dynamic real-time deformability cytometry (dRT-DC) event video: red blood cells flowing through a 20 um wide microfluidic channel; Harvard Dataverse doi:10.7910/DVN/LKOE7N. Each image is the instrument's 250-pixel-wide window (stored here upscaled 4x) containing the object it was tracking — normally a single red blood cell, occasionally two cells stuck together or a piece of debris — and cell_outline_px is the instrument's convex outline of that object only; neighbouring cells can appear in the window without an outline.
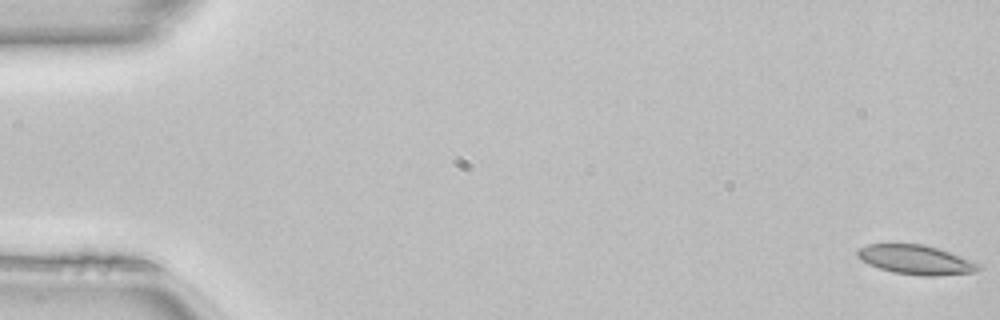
{"species": "common noctule bat (a hibernating species)", "species_latin": "Nyctalus noctula", "temperature_condition": "room temperature", "stored_images_in_passage": 50, "camera_frame_rate_fps": 3000, "um_per_image_px": 0.085, "animal": {"sex": "female", "body_mass_g": 22.7, "forearm_length_mm": 54.2}, "frame": {"image": 1, "passage_image": 1, "time_ms": 0.0, "image_size_px": [1000, 320], "cell_outline_px": [[980, 268], [976, 272], [936, 276], [924, 276], [892, 272], [868, 264], [860, 260], [856, 256], [856, 252], [860, 248], [868, 244], [924, 244], [972, 260], [980, 264]], "centroid_in_image_um": [77.83, 22.08], "position_along_channel_um": 7.2, "area_um2": 20.63}}
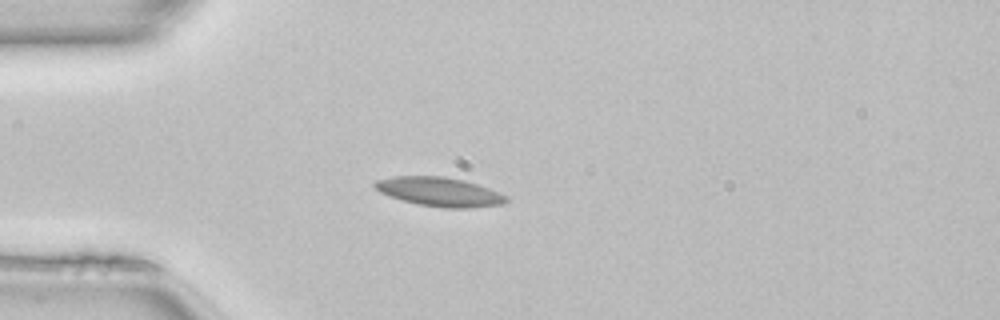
{"frame": {"image": 2, "passage_image": 14, "time_ms": 4.333, "image_size_px": [1000, 320], "cell_outline_px": [[508, 200], [504, 204], [468, 208], [444, 208], [420, 204], [404, 200], [380, 192], [372, 184], [376, 180], [392, 176], [444, 176], [464, 180], [500, 192], [508, 196]], "centroid_in_image_um": [37.39, 16.29], "position_along_channel_um": 47.6, "area_um2": 22.14}}
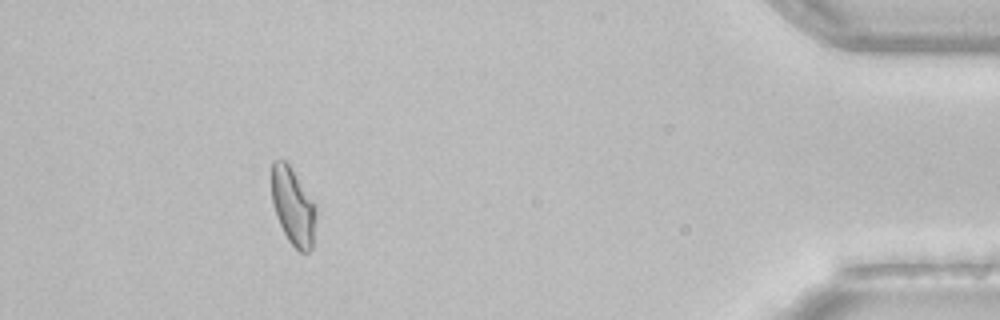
{"frame": {"image": 3, "passage_image": 46, "time_ms": 15.0, "image_size_px": [1000, 320], "cell_outline_px": [[316, 216], [312, 248], [308, 252], [300, 252], [288, 240], [276, 216], [272, 204], [272, 160], [284, 160], [288, 164], [316, 204]], "centroid_in_image_um": [24.91, 17.56], "position_along_channel_um": 410.3, "area_um2": 19.88}, "authors_computed_cell_mechanics": {"area_um2": 20.4323, "velocity_mm_per_s": 4.1035, "shape_relaxation_time_tau1_ms": 9.3404, "shape_relaxation_time_tau2_ms": 2.1132, "deformation_change_tau1": 0.1652, "deformation_change_tau2": 0.0654}}